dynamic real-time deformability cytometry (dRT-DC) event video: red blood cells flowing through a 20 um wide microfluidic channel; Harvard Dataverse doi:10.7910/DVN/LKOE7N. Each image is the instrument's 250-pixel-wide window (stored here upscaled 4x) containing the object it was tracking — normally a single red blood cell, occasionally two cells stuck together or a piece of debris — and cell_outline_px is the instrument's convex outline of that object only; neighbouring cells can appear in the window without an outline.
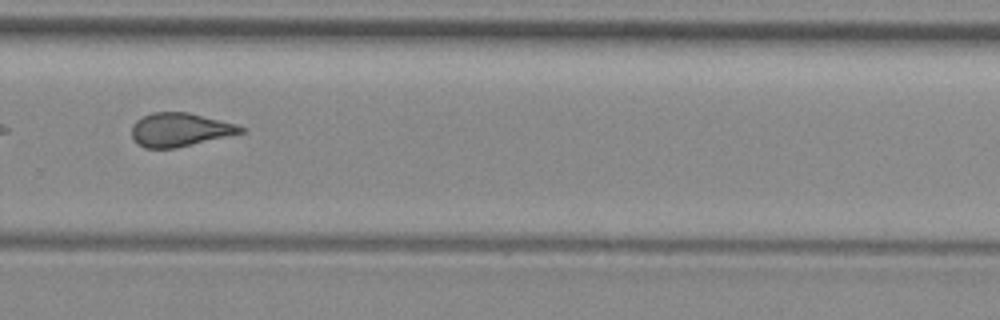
{"species": "common noctule bat (a hibernating species)", "species_latin": "Nyctalus noctula", "temperature_condition": "room temperature", "stored_images_in_passage": 35, "camera_frame_rate_fps": 3000, "um_per_image_px": 0.085, "animal": {"sex": "female", "body_mass_g": 29.2, "forearm_length_mm": 56.3}, "frame": {"image": 1, "passage_image": 20, "time_ms": 6.333, "image_size_px": [1000, 320], "cell_outline_px": [[244, 132], [176, 148], [144, 148], [136, 144], [132, 136], [132, 124], [136, 120], [152, 112], [188, 112], [236, 124], [244, 128]], "centroid_in_image_um": [15.24, 11.03], "position_along_channel_um": 314.6, "area_um2": 21.21}, "authors_computed_cell_mechanics": {"area_um2": 21.5016, "velocity_mm_per_s": 3.9597, "shape_relaxation_time_tau1_ms": null, "shape_relaxation_time_tau2_ms": 2.1427, "deformation_change_tau1": null, "deformation_change_tau2": 0.0906}}